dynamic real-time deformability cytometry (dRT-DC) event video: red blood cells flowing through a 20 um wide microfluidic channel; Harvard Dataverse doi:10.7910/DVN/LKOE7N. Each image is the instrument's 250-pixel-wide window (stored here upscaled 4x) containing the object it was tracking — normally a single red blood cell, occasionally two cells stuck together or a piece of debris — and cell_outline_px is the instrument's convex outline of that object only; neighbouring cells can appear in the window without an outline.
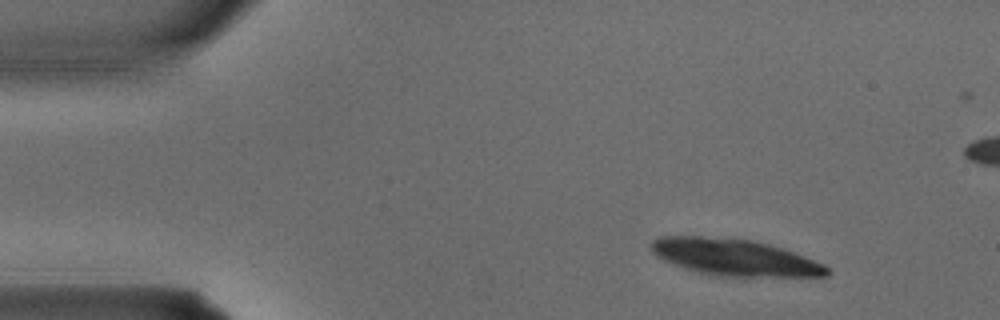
{"species": "common noctule bat (a hibernating species)", "species_latin": "Nyctalus noctula", "temperature_condition": "warm", "stored_images_in_passage": 4, "segment_of_instrument_passage": [1, 2], "camera_frame_rate_fps": 3000, "um_per_image_px": 0.085, "animal": {"sex": "male", "body_mass_g": 15.6}, "frame": {"image": 1, "passage_image": 1, "time_ms": 0.0, "image_size_px": [1000, 320], "cell_outline_px": [[832, 272], [828, 276], [716, 276], [700, 272], [664, 260], [656, 256], [652, 252], [648, 244], [652, 240], [660, 236], [700, 236], [752, 240], [768, 244], [804, 256], [824, 264]], "centroid_in_image_um": [62.42, 21.87], "position_along_channel_um": 22.6, "area_um2": 37.11}}